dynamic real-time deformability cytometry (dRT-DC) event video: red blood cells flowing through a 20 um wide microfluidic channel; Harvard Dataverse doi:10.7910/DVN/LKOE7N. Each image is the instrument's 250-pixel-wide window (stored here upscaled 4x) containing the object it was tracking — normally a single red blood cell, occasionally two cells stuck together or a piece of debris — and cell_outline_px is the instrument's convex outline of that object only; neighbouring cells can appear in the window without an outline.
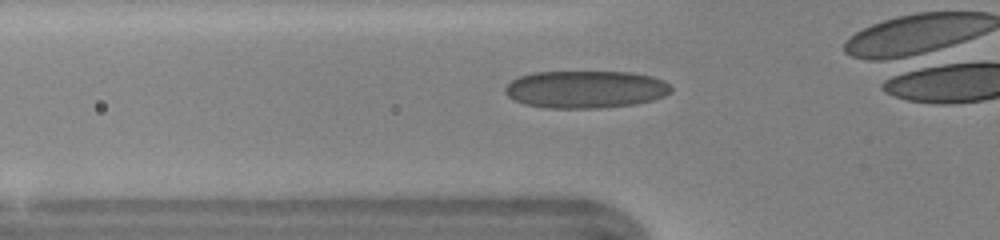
{"species": "human", "species_latin": "Homo sapiens", "temperature_condition": "warm", "stored_images_in_passage": 34, "camera_frame_rate_fps": 3000, "um_per_image_px": 0.085, "donor": {"sex": "female"}, "frame": {"image": 1, "passage_image": 12, "time_ms": 3.667, "image_size_px": [1000, 240], "cell_outline_px": [[672, 92], [664, 96], [652, 100], [636, 104], [600, 108], [548, 108], [524, 104], [508, 96], [504, 92], [504, 88], [512, 80], [520, 76], [532, 72], [632, 72], [652, 76], [664, 80], [672, 88]], "centroid_in_image_um": [49.79, 7.59], "position_along_channel_um": 76.0, "area_um2": 36.41}}
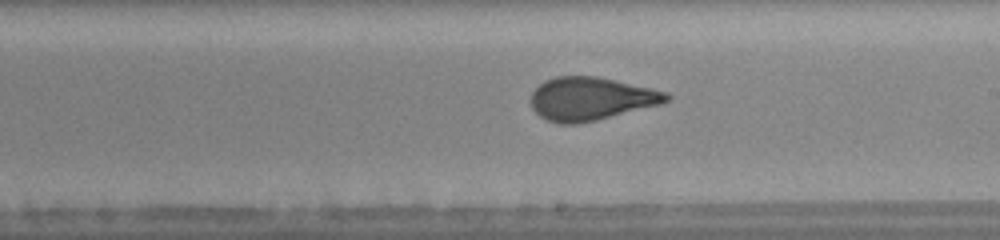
{"frame": {"image": 2, "passage_image": 23, "time_ms": 7.333, "image_size_px": [1000, 240], "cell_outline_px": [[672, 96], [668, 100], [660, 104], [596, 120], [576, 124], [560, 124], [548, 120], [540, 116], [532, 108], [532, 92], [544, 80], [556, 76], [596, 76], [616, 80], [652, 88], [668, 92]], "centroid_in_image_um": [50.23, 8.38], "position_along_channel_um": 238.8, "area_um2": 33.93}}
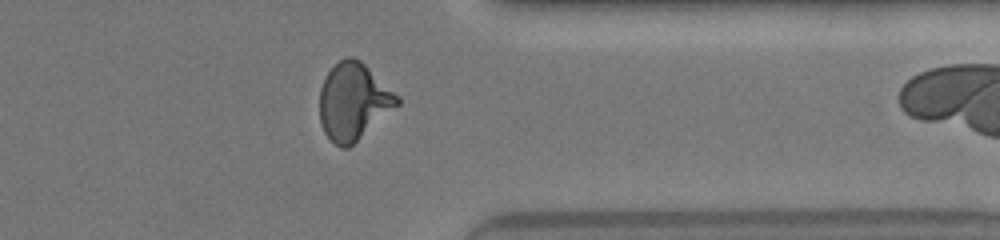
{"frame": {"image": 3, "passage_image": 33, "time_ms": 10.667, "image_size_px": [1000, 240], "cell_outline_px": [[400, 104], [348, 148], [340, 148], [324, 132], [320, 120], [320, 88], [328, 72], [340, 60], [348, 56], [352, 56], [360, 60], [400, 96]], "centroid_in_image_um": [30.06, 8.62], "position_along_channel_um": 381.3, "area_um2": 34.51}}